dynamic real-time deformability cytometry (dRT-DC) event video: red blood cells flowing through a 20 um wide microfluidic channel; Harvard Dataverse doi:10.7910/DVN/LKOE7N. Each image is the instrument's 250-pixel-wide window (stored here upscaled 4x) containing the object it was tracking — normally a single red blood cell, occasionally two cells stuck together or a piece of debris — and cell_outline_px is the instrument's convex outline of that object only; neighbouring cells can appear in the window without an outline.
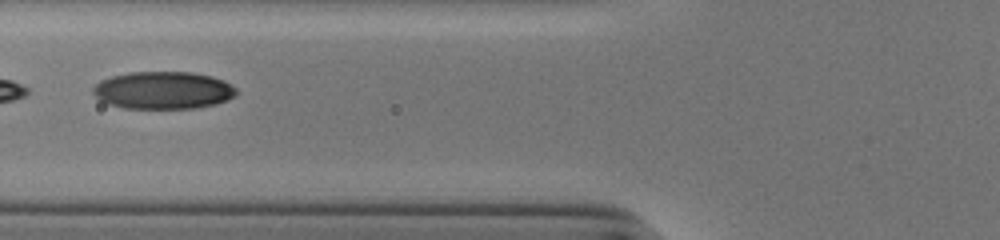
{"species": "human", "species_latin": "Homo sapiens", "temperature_condition": "cold", "stored_images_in_passage": 47, "segment_of_instrument_passage": [2, 2], "camera_frame_rate_fps": 3000, "um_per_image_px": 0.085, "donor": {"sex": "male"}, "frame": {"image": 1, "passage_image": 22, "time_ms": 7.0, "image_size_px": [1000, 240], "cell_outline_px": [[236, 96], [216, 104], [196, 108], [124, 108], [108, 104], [100, 100], [92, 92], [92, 88], [100, 80], [112, 76], [128, 72], [192, 72], [212, 76], [224, 80], [236, 88]], "centroid_in_image_um": [13.87, 7.67], "position_along_channel_um": 111.9, "area_um2": 31.44}}
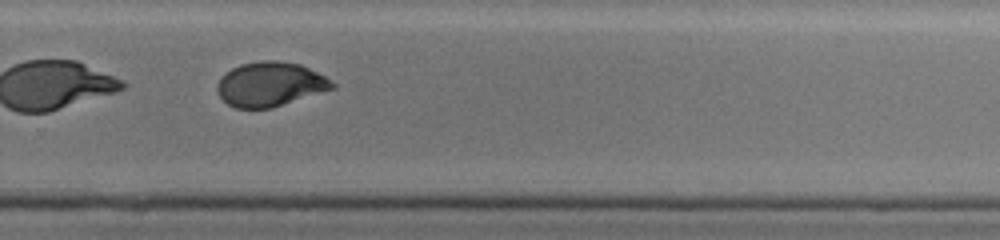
{"frame": {"image": 2, "passage_image": 37, "time_ms": 12.0, "image_size_px": [1000, 240], "cell_outline_px": [[336, 88], [272, 108], [236, 108], [228, 104], [220, 96], [216, 88], [216, 84], [220, 76], [232, 68], [240, 64], [260, 60], [276, 60], [300, 64], [332, 80], [336, 84]], "centroid_in_image_um": [22.96, 7.15], "position_along_channel_um": 306.8, "area_um2": 29.94}}